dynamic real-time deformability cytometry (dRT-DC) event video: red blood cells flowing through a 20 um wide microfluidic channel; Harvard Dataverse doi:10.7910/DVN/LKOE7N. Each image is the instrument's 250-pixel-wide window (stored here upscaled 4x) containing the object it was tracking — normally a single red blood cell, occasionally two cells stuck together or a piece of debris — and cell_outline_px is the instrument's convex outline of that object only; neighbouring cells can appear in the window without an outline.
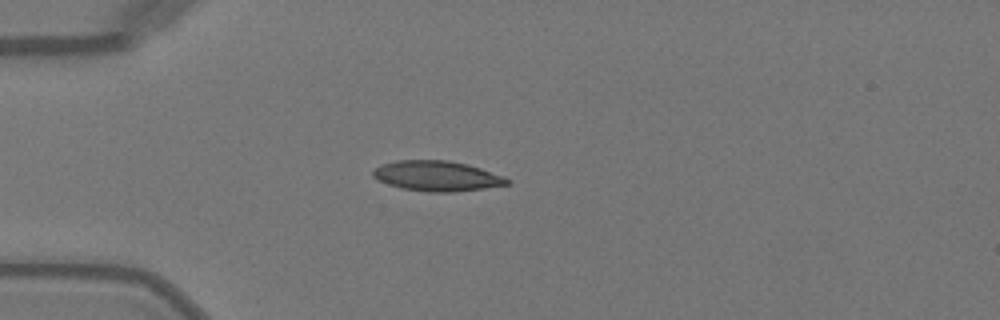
{"species": "Egyptian fruit bat (a non-hibernating species)", "species_latin": "Rousettus aegyptiacus", "temperature_condition": "warm", "stored_images_in_passage": 35, "camera_frame_rate_fps": 3000, "um_per_image_px": 0.085, "animal": {"sex": "female"}, "frame": {"image": 1, "passage_image": 6, "time_ms": 1.667, "image_size_px": [1000, 320], "cell_outline_px": [[512, 180], [508, 184], [484, 188], [456, 192], [428, 192], [400, 188], [388, 184], [372, 176], [372, 172], [380, 164], [396, 160], [448, 160], [468, 164], [504, 176]], "centroid_in_image_um": [37.14, 14.96], "position_along_channel_um": 47.9, "area_um2": 23.7}}
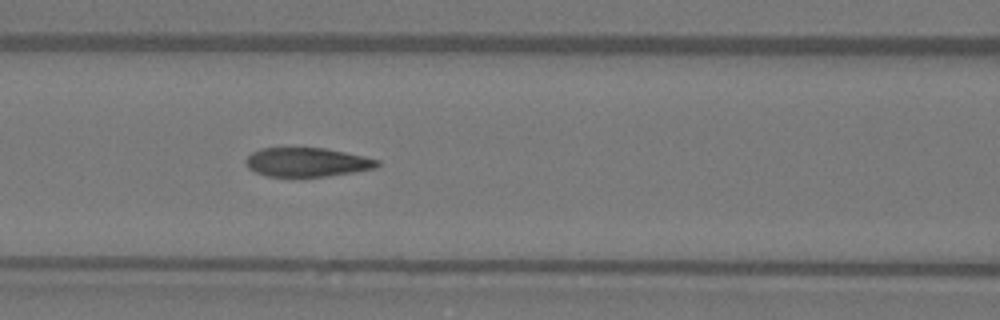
{"frame": {"image": 2, "passage_image": 14, "time_ms": 4.333, "image_size_px": [1000, 320], "cell_outline_px": [[380, 164], [376, 168], [356, 172], [328, 176], [268, 176], [256, 172], [248, 168], [244, 160], [252, 152], [260, 148], [324, 148], [364, 156], [380, 160]], "centroid_in_image_um": [26.11, 13.78], "position_along_channel_um": 140.5, "area_um2": 22.2}}
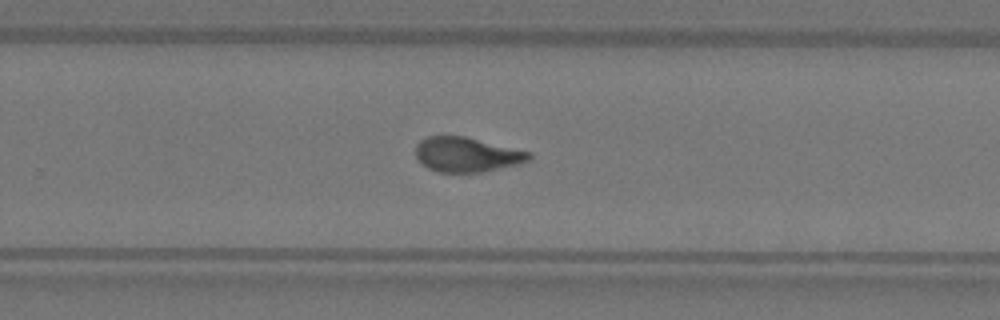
{"frame": {"image": 3, "passage_image": 25, "time_ms": 8.0, "image_size_px": [1000, 320], "cell_outline_px": [[532, 156], [528, 160], [520, 164], [484, 172], [440, 172], [428, 168], [416, 156], [416, 144], [420, 140], [428, 136], [464, 136], [532, 152]], "centroid_in_image_um": [39.71, 13.14], "position_along_channel_um": 290.1, "area_um2": 22.89}, "authors_computed_cell_mechanics": {"area_um2": 23.6402, "velocity_mm_per_s": 4.0926, "shape_relaxation_time_tau1_ms": 5.8044, "shape_relaxation_time_tau2_ms": 1.3151, "deformation_change_tau1": 0.2161, "deformation_change_tau2": 0.0663}}